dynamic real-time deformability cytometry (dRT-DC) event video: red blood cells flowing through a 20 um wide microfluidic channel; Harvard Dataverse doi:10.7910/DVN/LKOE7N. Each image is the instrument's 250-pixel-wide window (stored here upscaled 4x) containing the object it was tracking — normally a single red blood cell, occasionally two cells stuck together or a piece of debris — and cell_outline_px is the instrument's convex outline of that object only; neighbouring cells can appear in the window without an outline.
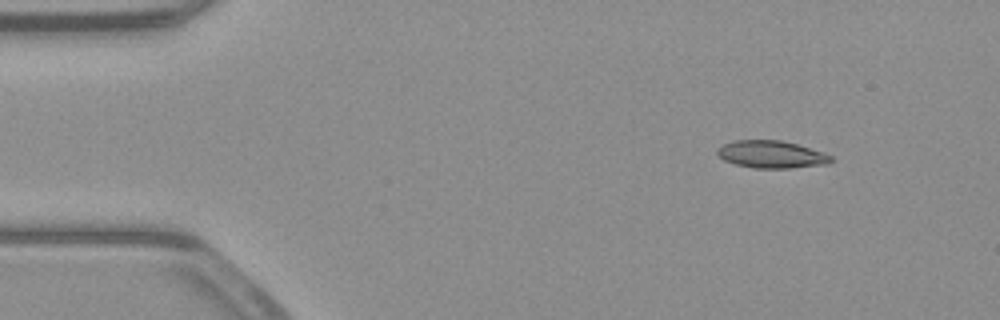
{"species": "common noctule bat (a hibernating species)", "species_latin": "Nyctalus noctula", "temperature_condition": "warm", "stored_images_in_passage": 52, "camera_frame_rate_fps": 3000, "um_per_image_px": 0.085, "animal": {"sex": "male", "body_mass_g": 23.1, "forearm_length_mm": 52.7}, "frame": {"image": 1, "passage_image": 6, "time_ms": 1.667, "image_size_px": [1000, 320], "cell_outline_px": [[832, 160], [828, 164], [792, 168], [756, 168], [736, 164], [724, 160], [716, 152], [716, 148], [732, 140], [780, 140], [796, 144], [824, 152], [832, 156]], "centroid_in_image_um": [65.57, 13.12], "position_along_channel_um": 19.4, "area_um2": 18.15}}
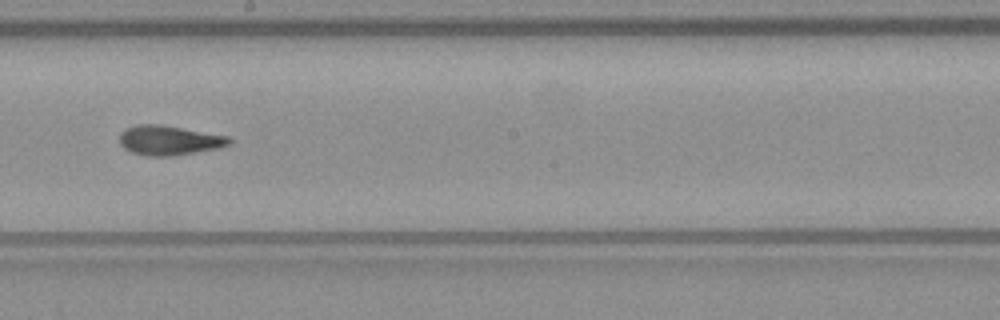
{"frame": {"image": 2, "passage_image": 29, "time_ms": 9.333, "image_size_px": [1000, 320], "cell_outline_px": [[232, 144], [220, 148], [172, 156], [148, 156], [132, 152], [124, 148], [120, 144], [120, 132], [124, 128], [136, 124], [160, 124], [228, 136], [232, 140]], "centroid_in_image_um": [14.37, 11.92], "position_along_channel_um": 233.8, "area_um2": 19.07}}
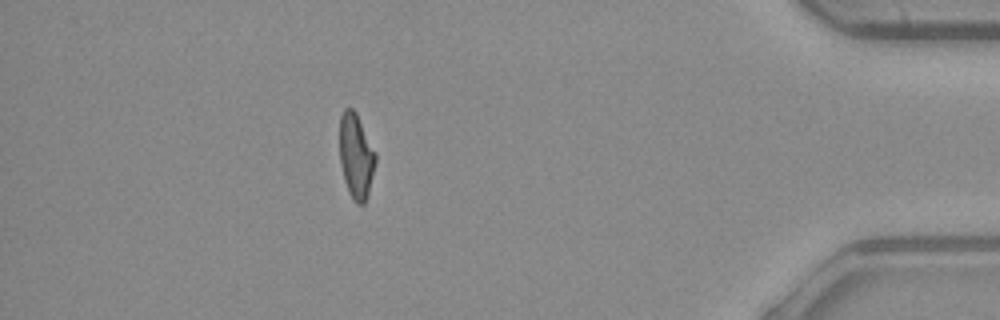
{"frame": {"image": 3, "passage_image": 46, "time_ms": 15.0, "image_size_px": [1000, 320], "cell_outline_px": [[376, 160], [368, 196], [364, 204], [356, 204], [352, 200], [348, 192], [344, 180], [340, 164], [340, 116], [344, 108], [352, 108], [356, 112], [376, 152]], "centroid_in_image_um": [30.26, 13.29], "position_along_channel_um": 404.9, "area_um2": 17.98}, "authors_computed_cell_mechanics": {"area_um2": 18.2359, "velocity_mm_per_s": 3.9554, "shape_relaxation_time_tau1_ms": 7.1943, "shape_relaxation_time_tau2_ms": 2.4856, "deformation_change_tau1": 0.2274, "deformation_change_tau2": 0.1046}}